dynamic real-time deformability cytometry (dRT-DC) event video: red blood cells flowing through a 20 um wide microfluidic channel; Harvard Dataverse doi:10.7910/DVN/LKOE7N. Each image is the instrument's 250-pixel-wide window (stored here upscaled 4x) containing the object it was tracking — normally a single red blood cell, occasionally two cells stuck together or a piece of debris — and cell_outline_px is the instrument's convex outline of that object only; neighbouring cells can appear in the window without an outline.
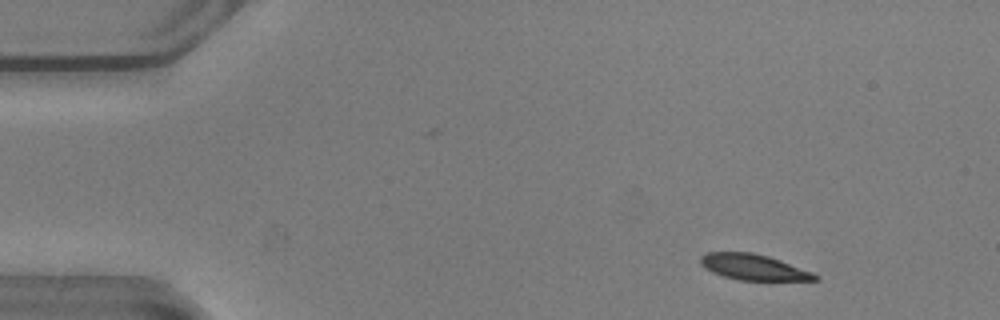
{"species": "common noctule bat (a hibernating species)", "species_latin": "Nyctalus noctula", "temperature_condition": "warm", "stored_images_in_passage": 52, "camera_frame_rate_fps": 3000, "um_per_image_px": 0.085, "animal": {"sex": "male", "body_mass_g": 20.5, "forearm_length_mm": 52.5}, "frame": {"image": 1, "passage_image": 5, "time_ms": 1.333, "image_size_px": [1000, 320], "cell_outline_px": [[820, 280], [736, 280], [712, 272], [704, 268], [700, 264], [700, 256], [708, 252], [752, 252], [768, 256], [780, 260], [812, 272], [820, 276]], "centroid_in_image_um": [64.03, 22.71], "position_along_channel_um": 21.0, "area_um2": 17.22}}
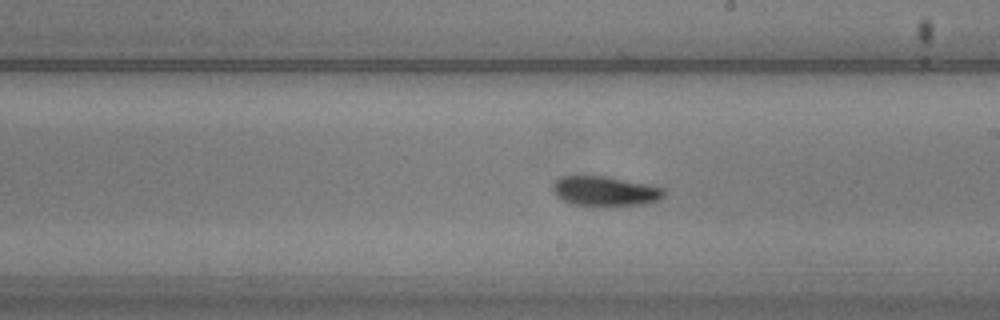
{"frame": {"image": 2, "passage_image": 29, "time_ms": 9.333, "image_size_px": [1000, 320], "cell_outline_px": [[664, 196], [660, 200], [644, 204], [608, 208], [600, 208], [572, 204], [556, 196], [552, 188], [552, 184], [560, 176], [608, 176], [648, 184], [664, 188]], "centroid_in_image_um": [51.44, 16.28], "position_along_channel_um": 237.6, "area_um2": 20.06}}
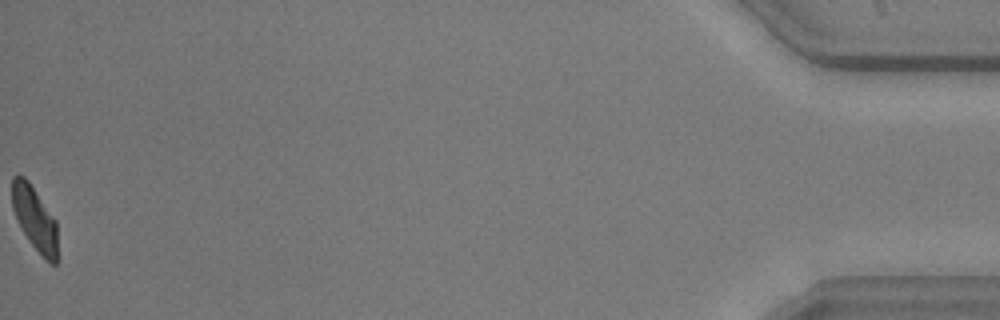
{"frame": {"image": 3, "passage_image": 52, "time_ms": 17.0, "image_size_px": [1000, 320], "cell_outline_px": [[60, 260], [56, 264], [52, 264], [44, 260], [32, 244], [24, 232], [12, 208], [12, 176], [24, 176], [28, 180], [56, 220]], "centroid_in_image_um": [3.02, 18.65], "position_along_channel_um": 432.2, "area_um2": 17.22}, "authors_computed_cell_mechanics": {"area_um2": 18.5827, "velocity_mm_per_s": 3.8244, "shape_relaxation_time_tau1_ms": 4.0338, "shape_relaxation_time_tau2_ms": 2.5478, "deformation_change_tau1": 0.1587, "deformation_change_tau2": 0.0799}}